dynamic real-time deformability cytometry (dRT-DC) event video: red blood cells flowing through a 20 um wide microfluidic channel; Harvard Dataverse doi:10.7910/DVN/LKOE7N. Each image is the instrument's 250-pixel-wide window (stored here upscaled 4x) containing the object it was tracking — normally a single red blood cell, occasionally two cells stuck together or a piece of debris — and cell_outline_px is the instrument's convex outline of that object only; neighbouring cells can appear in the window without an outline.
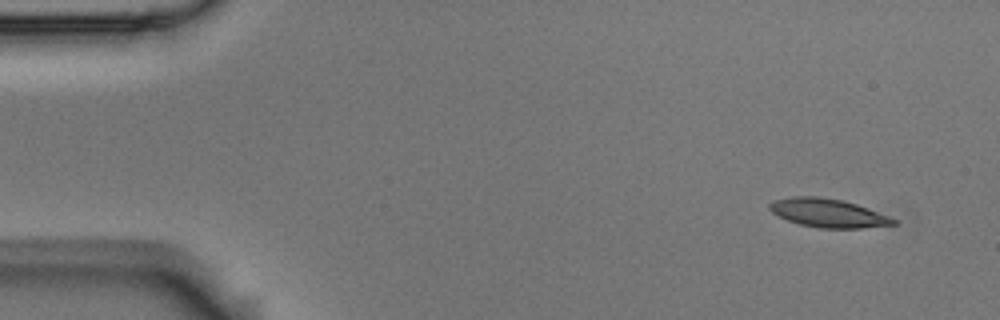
{"species": "Egyptian fruit bat (a non-hibernating species)", "species_latin": "Rousettus aegyptiacus", "temperature_condition": "room temperature", "stored_images_in_passage": 6, "camera_frame_rate_fps": 3000, "um_per_image_px": 0.085, "animal": {"sex": "male"}, "frame": {"image": 1, "passage_image": 1, "time_ms": 0.0, "image_size_px": [1000, 320], "cell_outline_px": [[900, 224], [864, 228], [820, 228], [800, 224], [788, 220], [772, 212], [768, 208], [768, 204], [776, 200], [792, 196], [816, 196], [840, 200], [856, 204], [900, 220]], "centroid_in_image_um": [70.44, 18.12], "position_along_channel_um": 14.6, "area_um2": 20.58}}
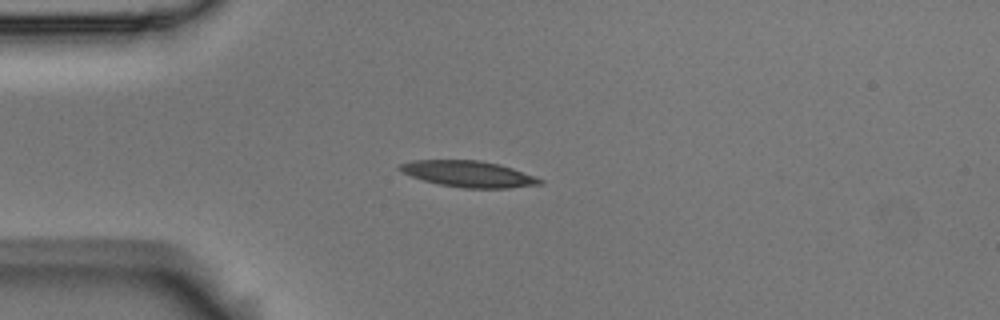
{"frame": {"image": 2, "passage_image": 4, "time_ms": 1.0, "image_size_px": [1000, 320], "cell_outline_px": [[544, 184], [508, 188], [464, 188], [440, 184], [424, 180], [400, 172], [396, 168], [400, 164], [412, 160], [480, 160], [500, 164], [536, 176], [544, 180]], "centroid_in_image_um": [39.84, 14.78], "position_along_channel_um": 45.2, "area_um2": 21.5}}
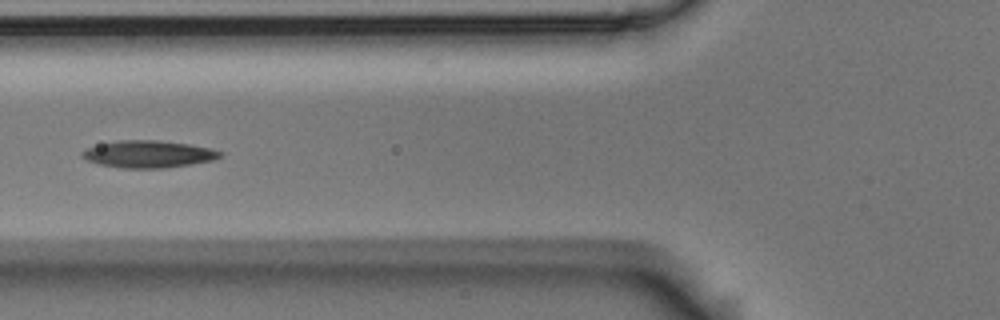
{"frame": {"image": 3, "passage_image": 6, "time_ms": 1.667, "image_size_px": [1000, 320], "cell_outline_px": [[224, 156], [212, 160], [192, 164], [164, 168], [120, 168], [100, 164], [88, 160], [80, 156], [80, 152], [84, 148], [116, 140], [160, 140], [188, 144], [212, 148], [224, 152]], "centroid_in_image_um": [12.62, 13.09], "position_along_channel_um": 113.2, "area_um2": 22.08}}